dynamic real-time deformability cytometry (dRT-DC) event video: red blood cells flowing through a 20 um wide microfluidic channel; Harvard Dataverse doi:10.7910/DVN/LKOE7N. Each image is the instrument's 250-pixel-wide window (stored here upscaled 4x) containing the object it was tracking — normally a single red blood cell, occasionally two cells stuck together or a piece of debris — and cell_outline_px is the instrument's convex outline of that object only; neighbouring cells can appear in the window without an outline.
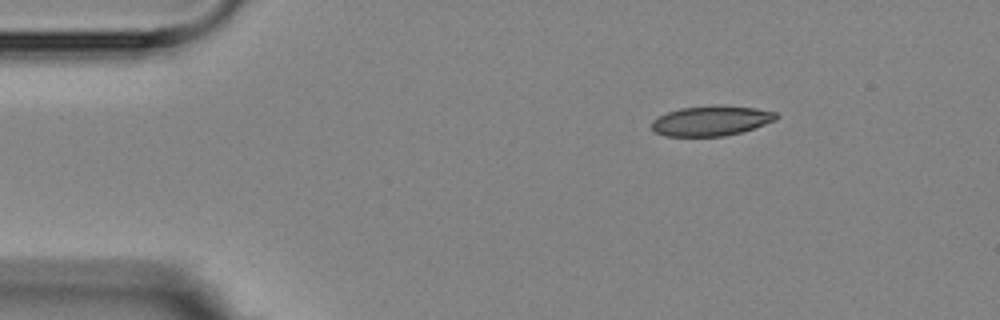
{"species": "Egyptian fruit bat (a non-hibernating species)", "species_latin": "Rousettus aegyptiacus", "temperature_condition": "room temperature", "stored_images_in_passage": 4, "camera_frame_rate_fps": 3000, "um_per_image_px": 0.085, "animal": {"sex": "female"}, "frame": {"image": 1, "passage_image": 4, "time_ms": 3.667, "image_size_px": [1000, 320], "cell_outline_px": [[776, 120], [740, 132], [724, 136], [664, 136], [656, 132], [652, 128], [652, 120], [668, 112], [680, 108], [716, 104], [724, 104], [756, 108], [776, 112]], "centroid_in_image_um": [60.44, 10.24], "position_along_channel_um": 24.6, "area_um2": 21.79}}